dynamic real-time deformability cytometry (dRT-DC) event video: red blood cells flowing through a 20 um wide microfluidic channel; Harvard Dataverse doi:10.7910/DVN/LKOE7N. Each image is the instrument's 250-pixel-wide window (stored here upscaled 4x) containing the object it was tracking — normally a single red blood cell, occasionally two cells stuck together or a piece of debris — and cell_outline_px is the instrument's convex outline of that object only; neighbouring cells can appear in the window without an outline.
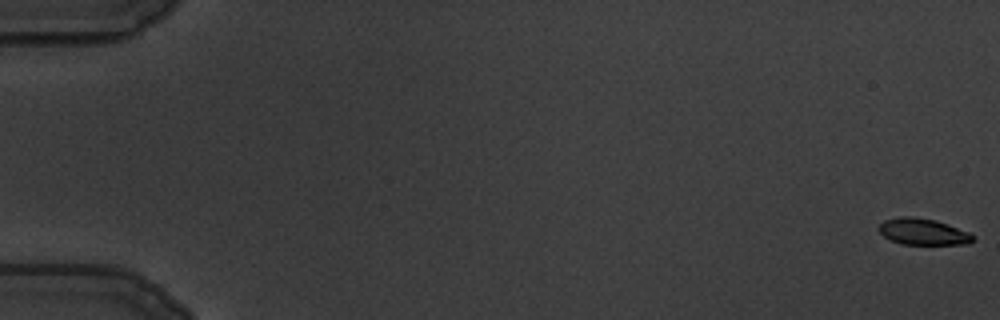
{"species": "common noctule bat (a hibernating species)", "species_latin": "Nyctalus noctula", "temperature_condition": "warm", "stored_images_in_passage": 21, "camera_frame_rate_fps": 3000, "um_per_image_px": 0.085, "animal": {"sex": "male", "body_mass_g": 19.5, "forearm_length_mm": 54.6}, "frame": {"image": 1, "passage_image": 1, "time_ms": 0.0, "image_size_px": [1000, 320], "cell_outline_px": [[972, 240], [968, 244], [900, 244], [884, 236], [880, 232], [880, 224], [884, 220], [900, 216], [912, 216], [936, 220], [948, 224], [968, 232], [972, 236]], "centroid_in_image_um": [78.43, 19.68], "position_along_channel_um": 6.6, "area_um2": 14.28}}
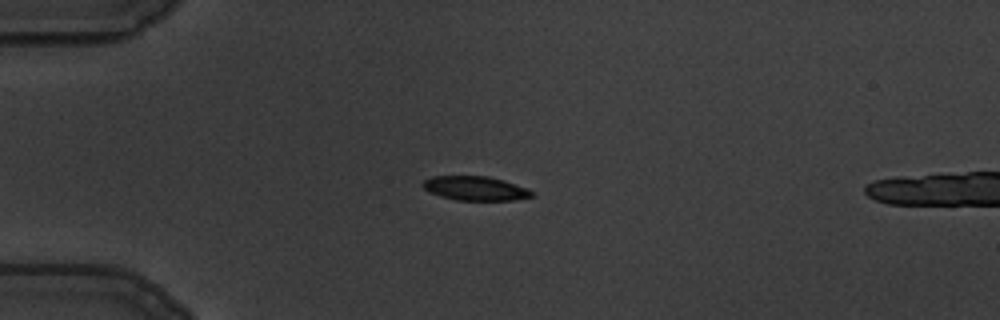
{"frame": {"image": 2, "passage_image": 17, "time_ms": 5.333, "image_size_px": [1000, 320], "cell_outline_px": [[532, 196], [512, 200], [456, 200], [440, 196], [428, 192], [420, 184], [424, 180], [432, 176], [488, 176], [504, 180], [528, 188], [532, 192]], "centroid_in_image_um": [40.36, 16.0], "position_along_channel_um": 44.6, "area_um2": 15.37}}